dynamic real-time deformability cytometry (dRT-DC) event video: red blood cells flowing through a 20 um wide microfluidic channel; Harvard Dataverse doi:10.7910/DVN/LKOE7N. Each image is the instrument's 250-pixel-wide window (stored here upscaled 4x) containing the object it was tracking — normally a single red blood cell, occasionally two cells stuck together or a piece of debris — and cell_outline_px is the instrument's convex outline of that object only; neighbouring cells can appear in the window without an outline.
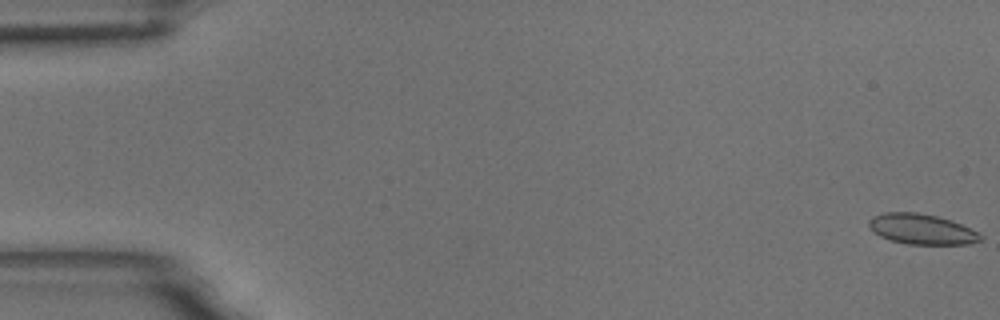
{"species": "common noctule bat (a hibernating species)", "species_latin": "Nyctalus noctula", "temperature_condition": "room temperature", "stored_images_in_passage": 57, "camera_frame_rate_fps": 3000, "um_per_image_px": 0.085, "animal": {"sex": "male", "body_mass_g": 18.8}, "frame": {"image": 1, "passage_image": 1, "time_ms": 0.0, "image_size_px": [1000, 320], "cell_outline_px": [[984, 240], [968, 244], [908, 244], [888, 240], [880, 236], [868, 228], [868, 220], [872, 216], [884, 212], [916, 212], [936, 216], [952, 220], [980, 232], [984, 236]], "centroid_in_image_um": [78.36, 19.48], "position_along_channel_um": 6.6, "area_um2": 20.11}}
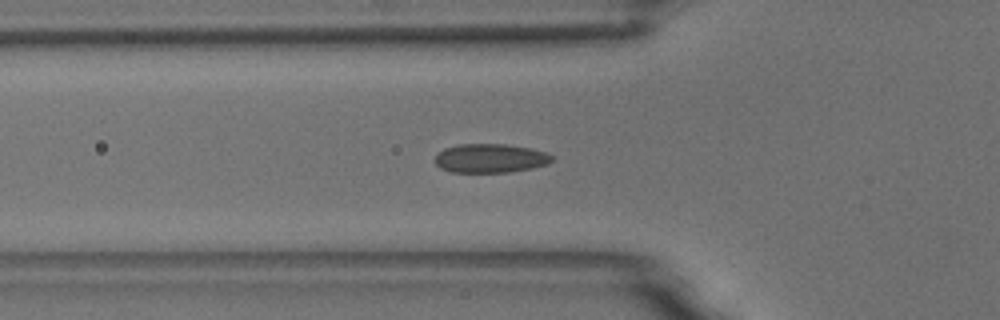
{"frame": {"image": 2, "passage_image": 20, "time_ms": 6.333, "image_size_px": [1000, 320], "cell_outline_px": [[552, 160], [548, 164], [532, 168], [508, 172], [452, 172], [440, 168], [436, 164], [436, 156], [444, 148], [460, 144], [504, 144], [532, 148], [548, 152], [552, 156]], "centroid_in_image_um": [41.71, 13.45], "position_along_channel_um": 84.1, "area_um2": 19.71}}
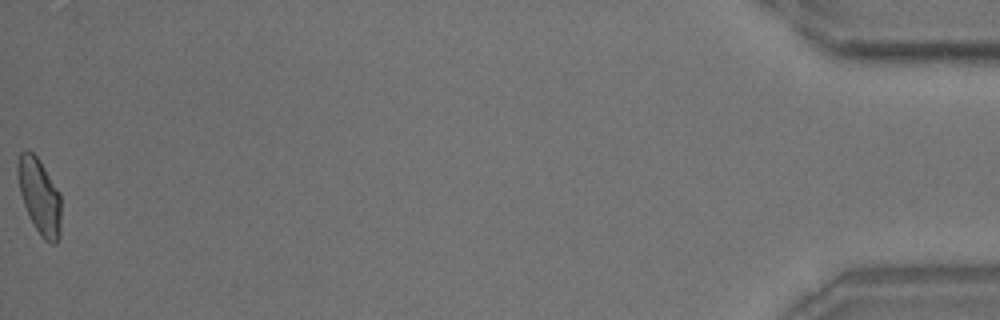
{"frame": {"image": 3, "passage_image": 57, "time_ms": 18.667, "image_size_px": [1000, 320], "cell_outline_px": [[60, 236], [56, 244], [52, 244], [44, 240], [40, 236], [24, 204], [20, 192], [16, 172], [16, 164], [20, 152], [24, 148], [28, 148], [40, 160], [60, 192]], "centroid_in_image_um": [3.35, 16.63], "position_along_channel_um": 431.9, "area_um2": 19.31}, "authors_computed_cell_mechanics": {"area_um2": 19.4786, "velocity_mm_per_s": 3.6233, "shape_relaxation_time_tau1_ms": 8.1275, "shape_relaxation_time_tau2_ms": 1.2197, "deformation_change_tau1": 0.1374, "deformation_change_tau2": 0.046}}